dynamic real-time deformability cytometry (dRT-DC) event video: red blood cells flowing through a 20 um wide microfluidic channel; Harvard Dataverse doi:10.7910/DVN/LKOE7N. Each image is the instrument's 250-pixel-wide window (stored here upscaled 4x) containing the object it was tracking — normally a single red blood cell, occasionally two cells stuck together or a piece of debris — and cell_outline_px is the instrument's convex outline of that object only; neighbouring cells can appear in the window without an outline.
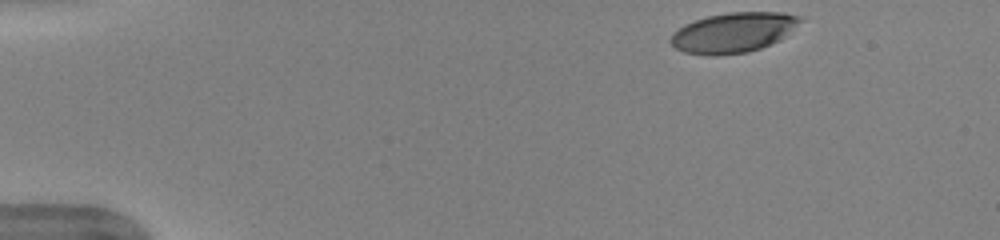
{"species": "human", "species_latin": "Homo sapiens", "temperature_condition": "warm", "stored_images_in_passage": 45, "camera_frame_rate_fps": 3000, "um_per_image_px": 0.085, "donor": {"sex": "female"}, "frame": {"image": 1, "passage_image": 1, "time_ms": 0.0, "image_size_px": [1000, 240], "cell_outline_px": [[804, 20], [780, 40], [760, 48], [748, 52], [716, 56], [684, 52], [676, 48], [668, 40], [672, 32], [684, 24], [708, 16], [728, 12], [784, 12], [800, 16]], "centroid_in_image_um": [62.33, 2.76], "position_along_channel_um": 22.7, "area_um2": 30.35}}
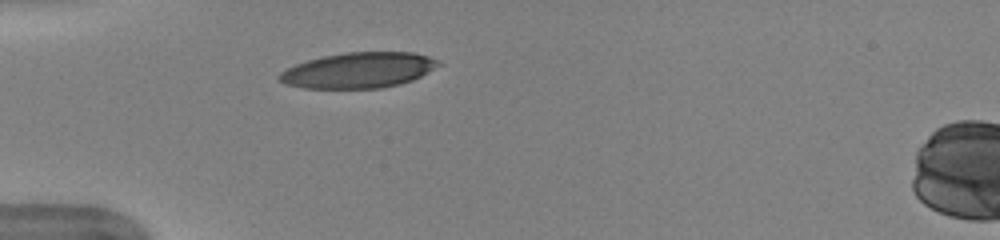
{"frame": {"image": 2, "passage_image": 10, "time_ms": 3.0, "image_size_px": [1000, 240], "cell_outline_px": [[444, 64], [412, 80], [400, 84], [380, 88], [304, 88], [288, 84], [280, 80], [276, 76], [280, 72], [296, 64], [308, 60], [324, 56], [348, 52], [412, 52], [428, 56], [440, 60]], "centroid_in_image_um": [30.53, 5.96], "position_along_channel_um": 54.5, "area_um2": 32.89}}
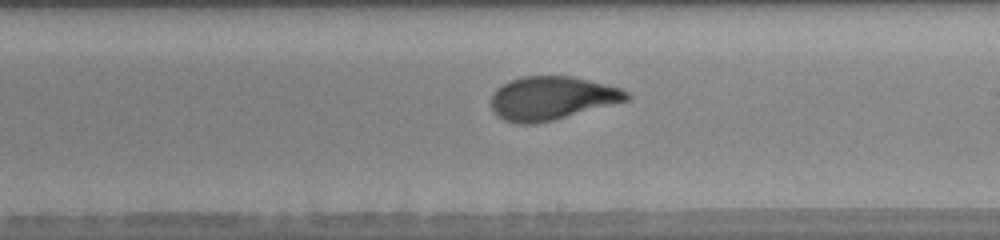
{"frame": {"image": 3, "passage_image": 25, "time_ms": 8.0, "image_size_px": [1000, 240], "cell_outline_px": [[632, 96], [628, 100], [552, 120], [536, 124], [516, 124], [504, 120], [496, 116], [492, 112], [492, 92], [496, 88], [512, 80], [524, 76], [572, 76], [620, 88], [628, 92]], "centroid_in_image_um": [46.86, 8.35], "position_along_channel_um": 242.1, "area_um2": 34.16}, "authors_computed_cell_mechanics": {"area_um2": 33.9286, "velocity_mm_per_s": 3.9911, "shape_relaxation_time_tau1_ms": 3.4317, "shape_relaxation_time_tau2_ms": 0.8887, "deformation_change_tau1": 0.1997, "deformation_change_tau2": 0.0703}}